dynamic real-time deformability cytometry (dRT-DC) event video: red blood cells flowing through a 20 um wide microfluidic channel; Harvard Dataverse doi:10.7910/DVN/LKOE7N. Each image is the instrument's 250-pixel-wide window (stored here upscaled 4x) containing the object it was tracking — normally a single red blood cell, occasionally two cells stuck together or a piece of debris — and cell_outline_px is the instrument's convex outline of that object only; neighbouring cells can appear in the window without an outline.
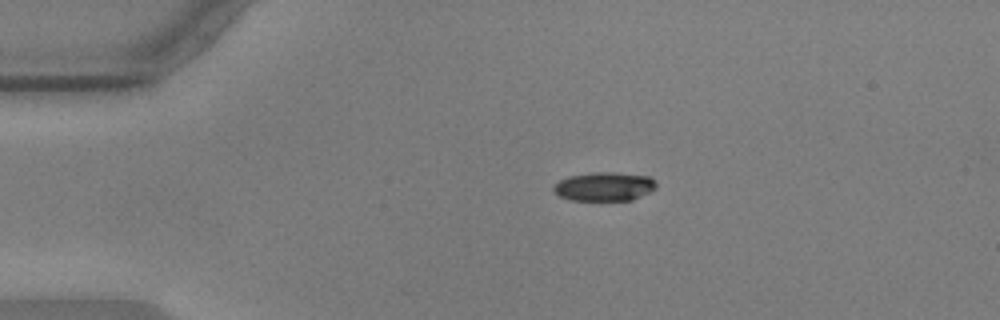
{"species": "common noctule bat (a hibernating species)", "species_latin": "Nyctalus noctula", "temperature_condition": "warm", "stored_images_in_passage": 3, "camera_frame_rate_fps": 3000, "um_per_image_px": 0.085, "animal": {"sex": "male", "body_mass_g": 17.9, "forearm_length_mm": 54.2}, "frame": {"image": 1, "passage_image": 1, "time_ms": 0.0, "image_size_px": [1000, 320], "cell_outline_px": [[656, 188], [632, 200], [572, 200], [560, 196], [552, 188], [560, 180], [568, 176], [592, 172], [616, 172], [652, 176], [656, 180]], "centroid_in_image_um": [51.41, 15.83], "position_along_channel_um": 33.6, "area_um2": 17.28}}